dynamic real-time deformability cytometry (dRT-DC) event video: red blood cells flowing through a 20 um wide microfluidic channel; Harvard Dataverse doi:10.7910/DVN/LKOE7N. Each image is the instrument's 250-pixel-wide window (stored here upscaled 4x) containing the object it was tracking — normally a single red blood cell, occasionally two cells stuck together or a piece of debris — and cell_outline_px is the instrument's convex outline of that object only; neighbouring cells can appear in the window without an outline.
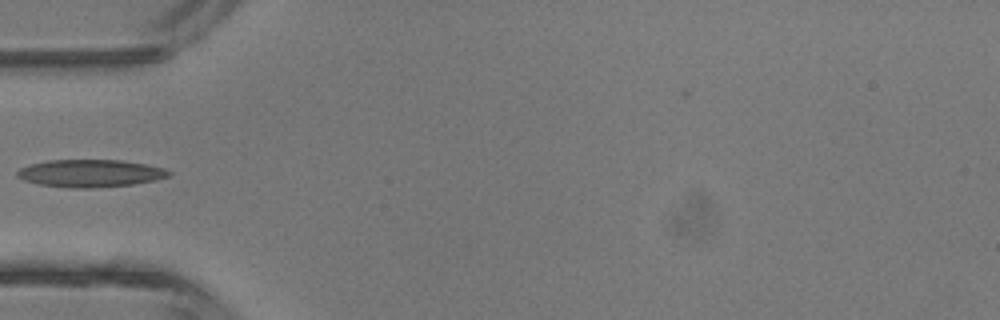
{"species": "common noctule bat (a hibernating species)", "species_latin": "Nyctalus noctula", "temperature_condition": "room temperature", "stored_images_in_passage": 4, "camera_frame_rate_fps": 3000, "um_per_image_px": 0.085, "animal": {"sex": "male", "body_mass_g": 13.3}, "frame": {"image": 1, "passage_image": 4, "time_ms": 3.333, "image_size_px": [1000, 320], "cell_outline_px": [[172, 176], [156, 180], [132, 184], [92, 188], [72, 188], [40, 184], [24, 180], [16, 176], [16, 172], [20, 168], [32, 164], [48, 160], [120, 160], [144, 164], [164, 168], [172, 172]], "centroid_in_image_um": [7.7, 14.73], "position_along_channel_um": 77.3, "area_um2": 24.22}}